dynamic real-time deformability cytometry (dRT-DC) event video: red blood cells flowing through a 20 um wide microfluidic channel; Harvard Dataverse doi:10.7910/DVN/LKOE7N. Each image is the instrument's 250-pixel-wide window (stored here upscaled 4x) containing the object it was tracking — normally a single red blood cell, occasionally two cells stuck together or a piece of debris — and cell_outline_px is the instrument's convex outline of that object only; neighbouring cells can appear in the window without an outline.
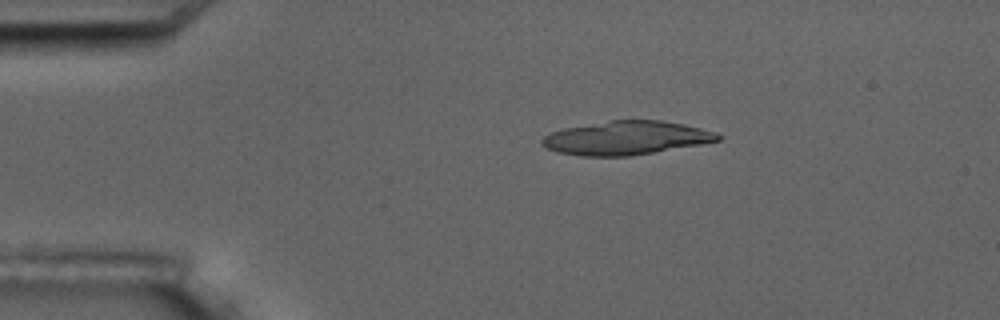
{"species": "common noctule bat (a hibernating species)", "species_latin": "Nyctalus noctula", "temperature_condition": "room temperature", "stored_images_in_passage": 12, "segment_of_instrument_passage": [1, 2], "camera_frame_rate_fps": 3000, "um_per_image_px": 0.085, "animal": {"sex": "male", "body_mass_g": 17.5, "forearm_length_mm": 52.3}, "frame": {"image": 1, "passage_image": 3, "time_ms": 2.0, "image_size_px": [1000, 320], "cell_outline_px": [[724, 136], [720, 140], [700, 144], [628, 156], [580, 156], [556, 152], [540, 144], [540, 140], [544, 136], [552, 132], [564, 128], [608, 120], [660, 120], [684, 124], [716, 132]], "centroid_in_image_um": [53.2, 11.72], "position_along_channel_um": 31.8, "area_um2": 34.45}}